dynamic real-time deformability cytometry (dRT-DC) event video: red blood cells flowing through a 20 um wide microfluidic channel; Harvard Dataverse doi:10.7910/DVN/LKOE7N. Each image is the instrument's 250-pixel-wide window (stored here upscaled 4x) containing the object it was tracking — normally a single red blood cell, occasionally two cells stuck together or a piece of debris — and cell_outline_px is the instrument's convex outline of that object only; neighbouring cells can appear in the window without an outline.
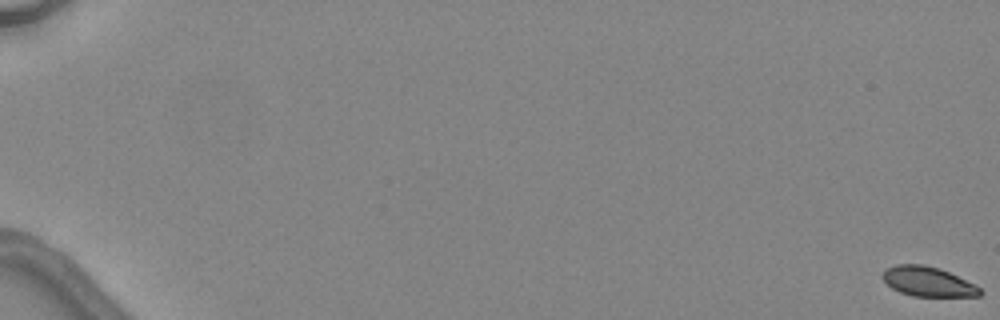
{"species": "common noctule bat (a hibernating species)", "species_latin": "Nyctalus noctula", "temperature_condition": "warm", "stored_images_in_passage": 6, "camera_frame_rate_fps": 3000, "um_per_image_px": 0.085, "animal": {"sex": "female", "body_mass_g": 24.6, "forearm_length_mm": 56.2}, "frame": {"image": 1, "passage_image": 1, "time_ms": 0.0, "image_size_px": [1000, 320], "cell_outline_px": [[984, 292], [980, 296], [912, 296], [900, 292], [892, 288], [880, 276], [884, 268], [896, 264], [924, 264], [940, 268], [976, 284]], "centroid_in_image_um": [78.87, 23.92], "position_along_channel_um": 6.1, "area_um2": 17.11}}